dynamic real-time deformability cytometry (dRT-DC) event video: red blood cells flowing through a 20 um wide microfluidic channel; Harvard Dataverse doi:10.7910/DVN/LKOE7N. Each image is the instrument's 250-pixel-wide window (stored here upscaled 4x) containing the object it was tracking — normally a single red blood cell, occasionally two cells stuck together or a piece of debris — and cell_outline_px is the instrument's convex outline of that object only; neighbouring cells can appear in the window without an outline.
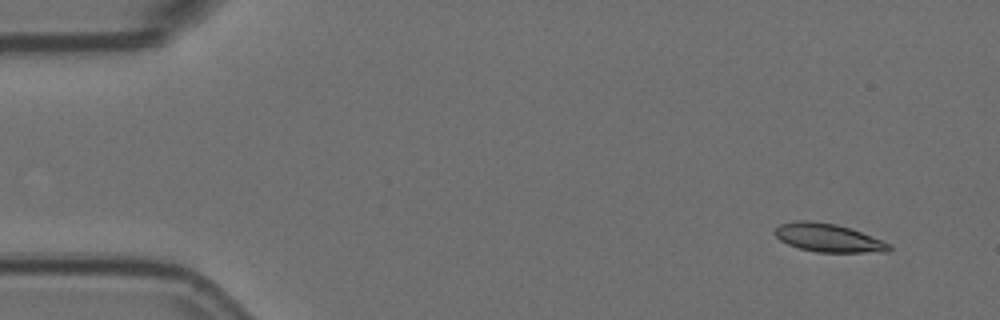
{"species": "Egyptian fruit bat (a non-hibernating species)", "species_latin": "Rousettus aegyptiacus", "temperature_condition": "room temperature", "stored_images_in_passage": 5, "camera_frame_rate_fps": 3000, "um_per_image_px": 0.085, "animal": {"sex": "female"}, "frame": {"image": 1, "passage_image": 1, "time_ms": 0.0, "image_size_px": [1000, 320], "cell_outline_px": [[892, 248], [888, 252], [816, 252], [800, 248], [788, 244], [780, 240], [772, 232], [780, 224], [796, 220], [808, 220], [836, 224], [860, 232], [892, 244]], "centroid_in_image_um": [70.39, 20.21], "position_along_channel_um": 14.6, "area_um2": 18.79}}